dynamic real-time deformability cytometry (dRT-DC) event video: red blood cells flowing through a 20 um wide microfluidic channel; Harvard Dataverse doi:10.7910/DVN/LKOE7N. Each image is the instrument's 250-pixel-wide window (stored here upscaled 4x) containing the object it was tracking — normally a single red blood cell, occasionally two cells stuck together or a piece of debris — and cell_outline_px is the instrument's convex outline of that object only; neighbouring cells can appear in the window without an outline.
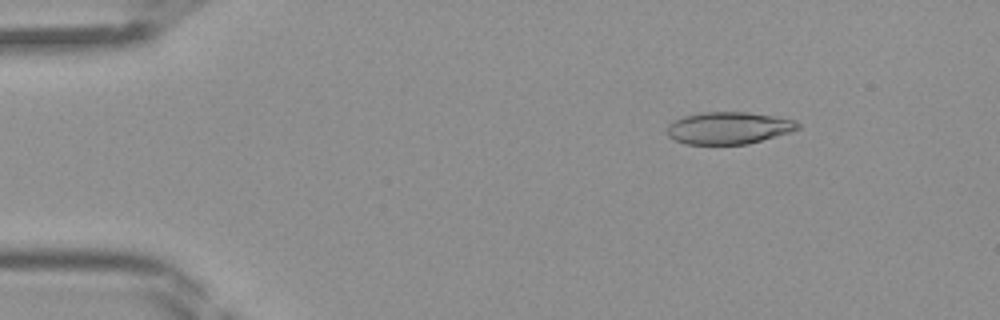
{"species": "Egyptian fruit bat (a non-hibernating species)", "species_latin": "Rousettus aegyptiacus", "temperature_condition": "room temperature", "stored_images_in_passage": 43, "camera_frame_rate_fps": 3000, "um_per_image_px": 0.085, "frame": {"image": 1, "passage_image": 6, "time_ms": 1.667, "image_size_px": [1000, 320], "cell_outline_px": [[800, 128], [788, 132], [748, 144], [684, 144], [668, 136], [668, 124], [684, 116], [704, 112], [748, 112], [796, 120], [800, 124]], "centroid_in_image_um": [61.93, 10.88], "position_along_channel_um": 23.1, "area_um2": 24.22}}
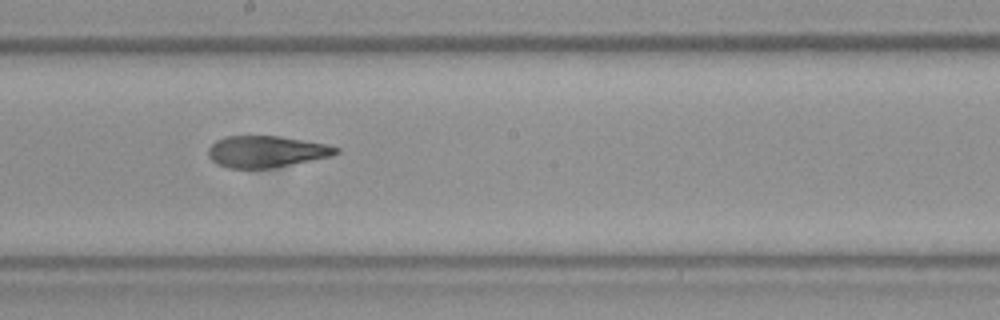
{"frame": {"image": 2, "passage_image": 24, "time_ms": 7.667, "image_size_px": [1000, 320], "cell_outline_px": [[340, 152], [332, 156], [272, 168], [228, 168], [216, 164], [208, 156], [208, 148], [216, 140], [224, 136], [280, 136], [328, 144], [340, 148]], "centroid_in_image_um": [22.64, 12.88], "position_along_channel_um": 225.6, "area_um2": 23.64}}
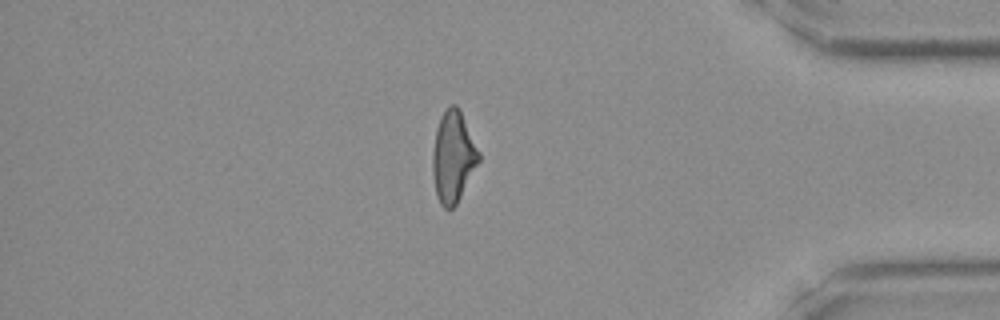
{"frame": {"image": 3, "passage_image": 37, "time_ms": 12.0, "image_size_px": [1000, 320], "cell_outline_px": [[480, 160], [456, 204], [452, 208], [444, 208], [440, 204], [436, 196], [432, 176], [432, 152], [436, 128], [440, 116], [452, 104], [456, 104], [460, 108], [480, 152]], "centroid_in_image_um": [38.5, 13.31], "position_along_channel_um": 396.7, "area_um2": 24.68}}